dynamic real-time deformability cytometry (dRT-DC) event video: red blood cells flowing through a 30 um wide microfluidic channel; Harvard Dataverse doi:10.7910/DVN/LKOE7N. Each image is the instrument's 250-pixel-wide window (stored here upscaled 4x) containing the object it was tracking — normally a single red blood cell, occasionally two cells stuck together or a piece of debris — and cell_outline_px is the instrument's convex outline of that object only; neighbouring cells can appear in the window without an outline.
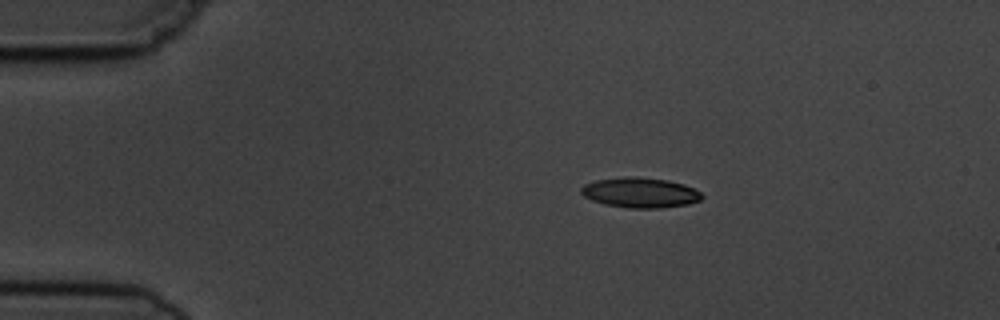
{"species": "common noctule bat (a hibernating species)", "species_latin": "Nyctalus noctula", "temperature_condition": "cold", "stored_images_in_passage": 2, "camera_frame_rate_fps": 3000, "um_per_image_px": 0.085, "animal": {"sex": "male", "body_mass_g": 19.5, "forearm_length_mm": 54.6}, "frame": {"image": 1, "passage_image": 1, "time_ms": 0.0, "image_size_px": [1000, 320], "cell_outline_px": [[704, 196], [700, 200], [688, 204], [660, 208], [628, 208], [604, 204], [592, 200], [584, 196], [580, 192], [580, 188], [584, 184], [596, 180], [624, 176], [636, 176], [668, 180], [684, 184], [700, 192]], "centroid_in_image_um": [54.4, 16.36], "position_along_channel_um": 30.6, "area_um2": 21.33}}